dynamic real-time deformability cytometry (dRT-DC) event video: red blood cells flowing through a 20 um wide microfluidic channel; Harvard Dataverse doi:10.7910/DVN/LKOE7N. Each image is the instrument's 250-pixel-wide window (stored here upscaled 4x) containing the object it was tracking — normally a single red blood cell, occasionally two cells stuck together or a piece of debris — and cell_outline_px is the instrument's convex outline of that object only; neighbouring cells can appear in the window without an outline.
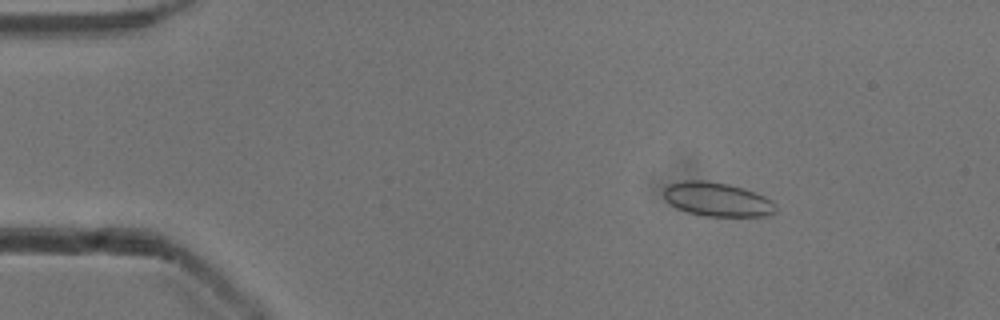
{"species": "common noctule bat (a hibernating species)", "species_latin": "Nyctalus noctula", "temperature_condition": "cold", "stored_images_in_passage": 52, "camera_frame_rate_fps": 3000, "um_per_image_px": 0.085, "animal": {"sex": "male", "body_mass_g": 13.3}, "frame": {"image": 1, "passage_image": 7, "time_ms": 2.0, "image_size_px": [1000, 320], "cell_outline_px": [[776, 212], [768, 216], [704, 216], [688, 212], [676, 208], [664, 200], [664, 188], [668, 184], [684, 180], [708, 180], [728, 184], [744, 188], [764, 196], [772, 200], [776, 204]], "centroid_in_image_um": [60.96, 16.94], "position_along_channel_um": 24.0, "area_um2": 22.43}}
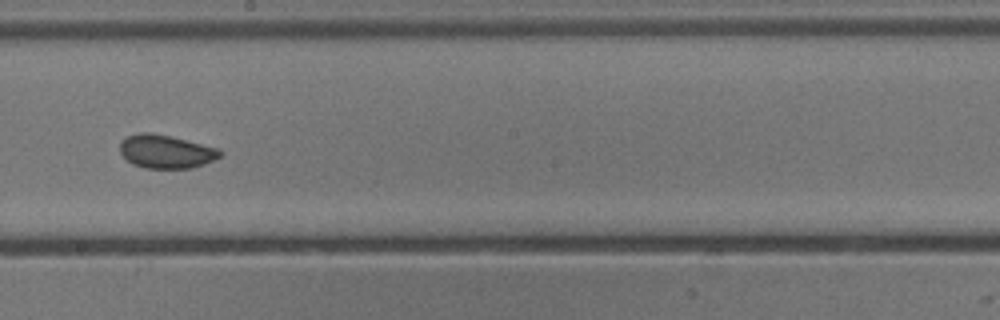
{"frame": {"image": 2, "passage_image": 29, "time_ms": 9.333, "image_size_px": [1000, 320], "cell_outline_px": [[220, 156], [204, 164], [192, 168], [144, 168], [132, 164], [120, 152], [120, 140], [128, 136], [140, 132], [152, 132], [172, 136], [220, 148]], "centroid_in_image_um": [14.09, 12.87], "position_along_channel_um": 234.1, "area_um2": 19.59}}
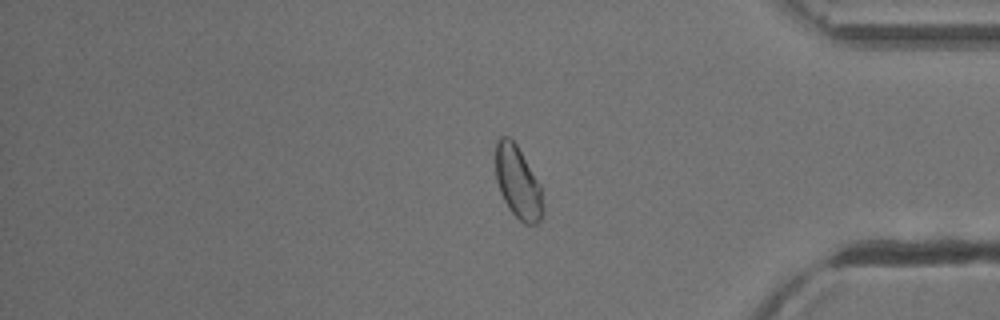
{"frame": {"image": 3, "passage_image": 43, "time_ms": 14.0, "image_size_px": [1000, 320], "cell_outline_px": [[544, 212], [540, 220], [536, 224], [524, 224], [508, 208], [500, 192], [496, 180], [496, 140], [500, 136], [508, 136], [516, 144], [540, 184], [544, 208]], "centroid_in_image_um": [44.02, 15.52], "position_along_channel_um": 391.2, "area_um2": 19.94}, "authors_computed_cell_mechanics": {"area_um2": 20.1722, "velocity_mm_per_s": 3.8789, "shape_relaxation_time_tau1_ms": 4.3104, "shape_relaxation_time_tau2_ms": null, "deformation_change_tau1": 0.0522, "deformation_change_tau2": null}}